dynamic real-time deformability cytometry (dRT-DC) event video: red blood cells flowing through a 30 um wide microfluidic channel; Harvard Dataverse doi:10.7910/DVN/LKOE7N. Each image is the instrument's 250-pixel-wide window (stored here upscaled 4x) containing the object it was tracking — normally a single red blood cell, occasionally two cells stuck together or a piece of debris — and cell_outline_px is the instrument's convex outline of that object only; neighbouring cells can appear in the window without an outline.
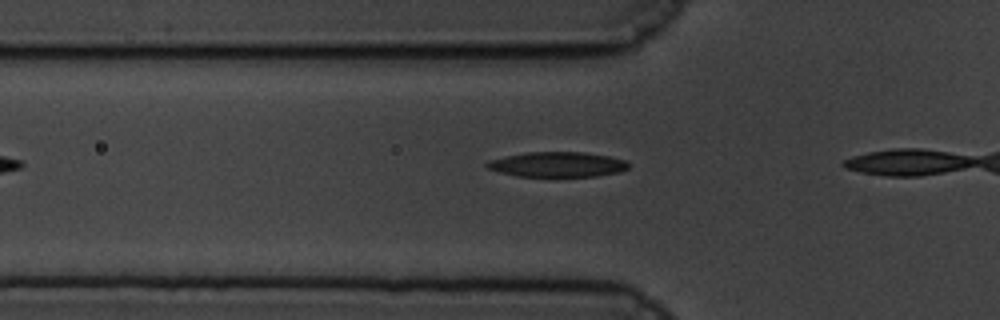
{"species": "common noctule bat (a hibernating species)", "species_latin": "Nyctalus noctula", "temperature_condition": "cold", "stored_images_in_passage": 4, "camera_frame_rate_fps": 3000, "um_per_image_px": 0.085, "animal": {"sex": "male", "body_mass_g": 19.5, "forearm_length_mm": 54.6}, "frame": {"image": 1, "passage_image": 2, "time_ms": 0.333, "image_size_px": [1000, 320], "cell_outline_px": [[628, 168], [620, 172], [596, 176], [516, 176], [500, 172], [488, 168], [484, 164], [488, 160], [528, 152], [584, 152], [608, 156], [624, 160], [628, 164]], "centroid_in_image_um": [47.37, 13.98], "position_along_channel_um": 78.4, "area_um2": 20.46}}